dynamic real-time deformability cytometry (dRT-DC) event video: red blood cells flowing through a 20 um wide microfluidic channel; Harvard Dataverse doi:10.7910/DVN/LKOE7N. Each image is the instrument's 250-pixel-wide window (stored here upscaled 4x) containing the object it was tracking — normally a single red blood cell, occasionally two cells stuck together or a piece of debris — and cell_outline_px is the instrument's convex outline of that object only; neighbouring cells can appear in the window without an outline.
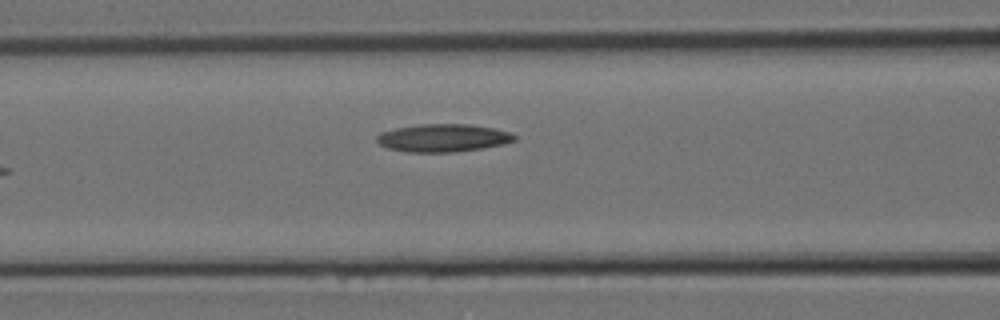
{"species": "Egyptian fruit bat (a non-hibernating species)", "species_latin": "Rousettus aegyptiacus", "temperature_condition": "room temperature", "stored_images_in_passage": 9, "camera_frame_rate_fps": 3000, "um_per_image_px": 0.085, "animal": {"sex": "female"}, "frame": {"image": 1, "passage_image": 9, "time_ms": 2.667, "image_size_px": [1000, 320], "cell_outline_px": [[516, 140], [504, 144], [456, 152], [408, 152], [388, 148], [380, 144], [376, 140], [376, 136], [380, 132], [396, 128], [420, 124], [468, 124], [492, 128], [512, 132], [516, 136]], "centroid_in_image_um": [37.66, 11.72], "position_along_channel_um": 128.9, "area_um2": 22.31}}